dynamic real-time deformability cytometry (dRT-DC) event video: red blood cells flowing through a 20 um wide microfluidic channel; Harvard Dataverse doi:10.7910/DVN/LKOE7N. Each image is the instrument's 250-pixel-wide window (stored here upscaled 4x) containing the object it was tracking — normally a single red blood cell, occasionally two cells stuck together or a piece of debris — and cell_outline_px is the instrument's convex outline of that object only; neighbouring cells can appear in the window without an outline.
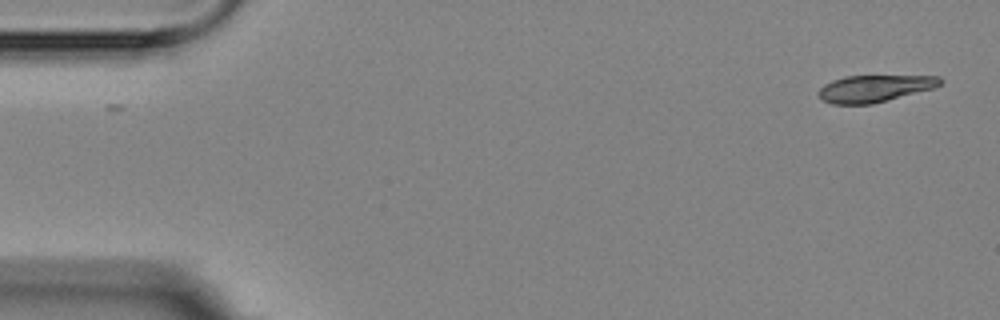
{"species": "Egyptian fruit bat (a non-hibernating species)", "species_latin": "Rousettus aegyptiacus", "temperature_condition": "room temperature", "stored_images_in_passage": 2, "camera_frame_rate_fps": 3000, "um_per_image_px": 0.085, "animal": {"sex": "female"}, "frame": {"image": 1, "passage_image": 2, "time_ms": 1.333, "image_size_px": [1000, 320], "cell_outline_px": [[944, 80], [940, 84], [932, 88], [872, 104], [832, 104], [824, 100], [816, 92], [824, 84], [832, 80], [844, 76], [940, 76]], "centroid_in_image_um": [74.3, 7.51], "position_along_channel_um": 10.7, "area_um2": 18.9}}